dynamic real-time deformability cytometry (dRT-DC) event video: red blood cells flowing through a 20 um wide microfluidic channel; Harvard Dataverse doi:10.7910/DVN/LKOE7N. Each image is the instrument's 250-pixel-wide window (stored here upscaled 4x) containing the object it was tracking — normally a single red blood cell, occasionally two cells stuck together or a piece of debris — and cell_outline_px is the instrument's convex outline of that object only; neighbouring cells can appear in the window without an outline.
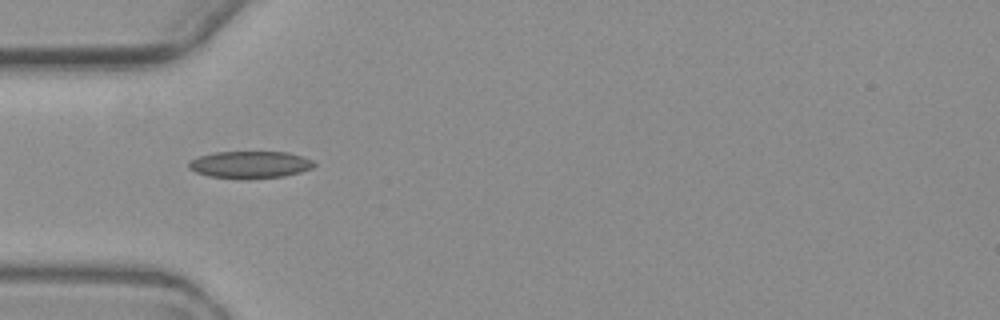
{"species": "common noctule bat (a hibernating species)", "species_latin": "Nyctalus noctula", "temperature_condition": "warm", "stored_images_in_passage": 4, "camera_frame_rate_fps": 3000, "um_per_image_px": 0.085, "animal": {"sex": "female", "body_mass_g": 19.3, "forearm_length_mm": 54.1}, "frame": {"image": 1, "passage_image": 1, "time_ms": 0.0, "image_size_px": [1000, 320], "cell_outline_px": [[316, 164], [312, 168], [300, 172], [284, 176], [252, 180], [244, 180], [208, 176], [196, 172], [188, 168], [188, 160], [200, 156], [216, 152], [288, 152], [312, 160]], "centroid_in_image_um": [21.23, 14.02], "position_along_channel_um": 63.8, "area_um2": 20.11}}
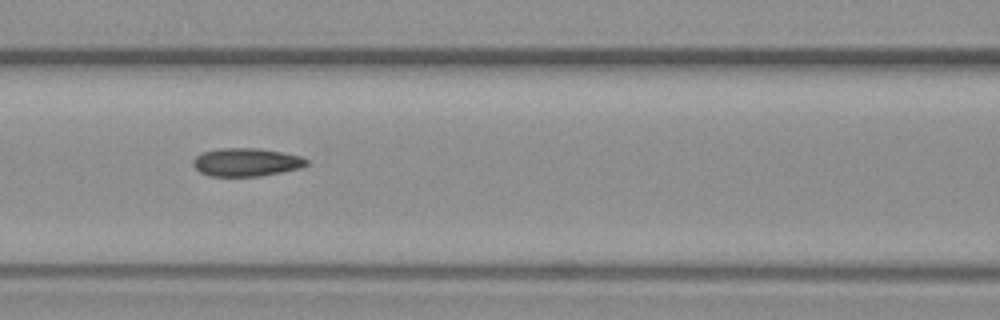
{"frame": {"image": 2, "passage_image": 3, "time_ms": 2.333, "image_size_px": [1000, 320], "cell_outline_px": [[308, 164], [300, 168], [260, 176], [208, 176], [200, 172], [192, 164], [192, 160], [200, 152], [220, 148], [260, 148], [284, 152], [300, 156], [308, 160]], "centroid_in_image_um": [20.91, 13.77], "position_along_channel_um": 145.7, "area_um2": 18.79}}
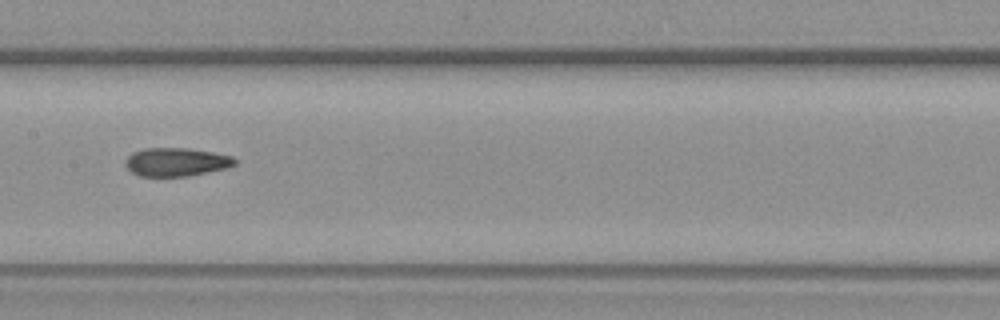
{"frame": {"image": 3, "passage_image": 4, "time_ms": 3.667, "image_size_px": [1000, 320], "cell_outline_px": [[236, 164], [228, 168], [188, 176], [140, 176], [132, 172], [124, 164], [124, 160], [132, 152], [144, 148], [188, 148], [212, 152], [232, 156], [236, 160]], "centroid_in_image_um": [14.97, 13.76], "position_along_channel_um": 192.4, "area_um2": 18.21}}